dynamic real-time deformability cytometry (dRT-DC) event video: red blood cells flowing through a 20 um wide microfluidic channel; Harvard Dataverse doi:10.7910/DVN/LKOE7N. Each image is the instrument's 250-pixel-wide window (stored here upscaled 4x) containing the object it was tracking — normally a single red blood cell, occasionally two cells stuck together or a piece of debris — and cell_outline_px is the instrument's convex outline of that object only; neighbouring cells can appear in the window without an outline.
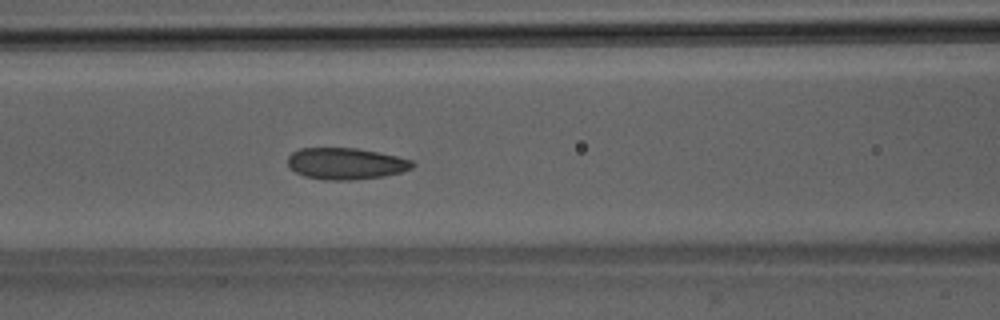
{"species": "Egyptian fruit bat (a non-hibernating species)", "species_latin": "Rousettus aegyptiacus", "temperature_condition": "room temperature", "stored_images_in_passage": 50, "camera_frame_rate_fps": 3000, "um_per_image_px": 0.085, "animal": {"sex": "male"}, "frame": {"image": 1, "passage_image": 21, "time_ms": 6.667, "image_size_px": [1000, 320], "cell_outline_px": [[416, 164], [412, 168], [400, 172], [384, 176], [356, 180], [324, 180], [304, 176], [296, 172], [288, 164], [288, 156], [292, 152], [300, 148], [356, 148], [396, 156], [412, 160]], "centroid_in_image_um": [29.39, 13.91], "position_along_channel_um": 137.2, "area_um2": 22.89}}
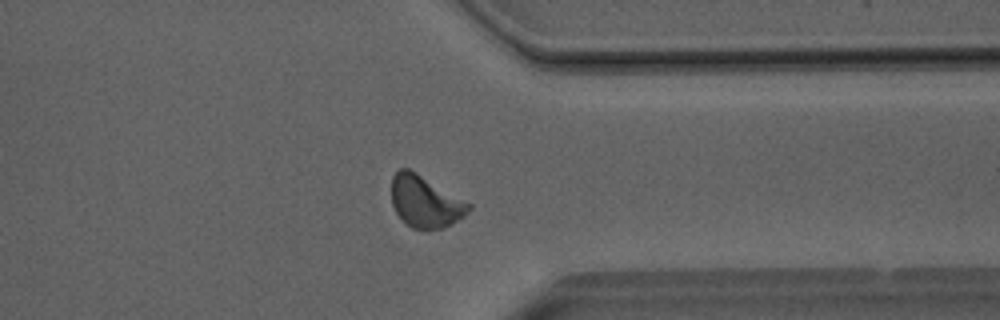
{"frame": {"image": 2, "passage_image": 39, "time_ms": 12.667, "image_size_px": [1000, 320], "cell_outline_px": [[472, 208], [464, 216], [452, 224], [444, 228], [412, 228], [396, 212], [392, 204], [392, 176], [400, 168], [408, 168], [416, 172], [472, 204]], "centroid_in_image_um": [36.16, 17.12], "position_along_channel_um": 375.2, "area_um2": 23.0}}
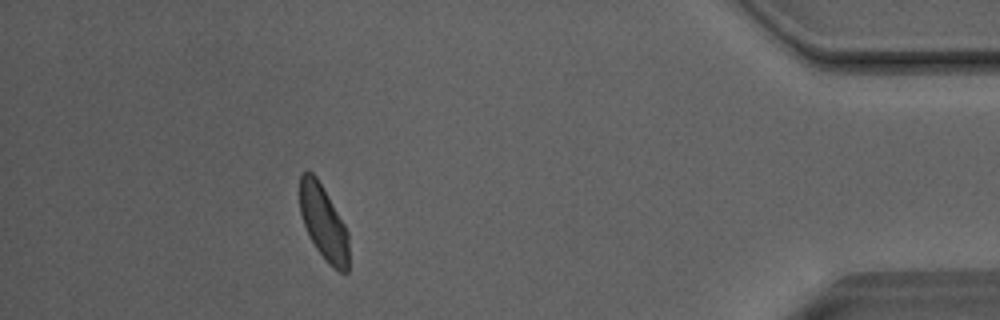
{"frame": {"image": 3, "passage_image": 45, "time_ms": 14.667, "image_size_px": [1000, 320], "cell_outline_px": [[348, 272], [340, 272], [332, 268], [328, 264], [316, 248], [304, 224], [300, 212], [300, 176], [308, 168], [316, 176], [344, 224], [348, 232]], "centroid_in_image_um": [27.5, 18.93], "position_along_channel_um": 407.7, "area_um2": 21.04}, "authors_computed_cell_mechanics": {"area_um2": 22.831, "velocity_mm_per_s": 4.0306, "shape_relaxation_time_tau1_ms": 5.1799, "shape_relaxation_time_tau2_ms": 1.4153, "deformation_change_tau1": 0.0998, "deformation_change_tau2": 0.0649}}